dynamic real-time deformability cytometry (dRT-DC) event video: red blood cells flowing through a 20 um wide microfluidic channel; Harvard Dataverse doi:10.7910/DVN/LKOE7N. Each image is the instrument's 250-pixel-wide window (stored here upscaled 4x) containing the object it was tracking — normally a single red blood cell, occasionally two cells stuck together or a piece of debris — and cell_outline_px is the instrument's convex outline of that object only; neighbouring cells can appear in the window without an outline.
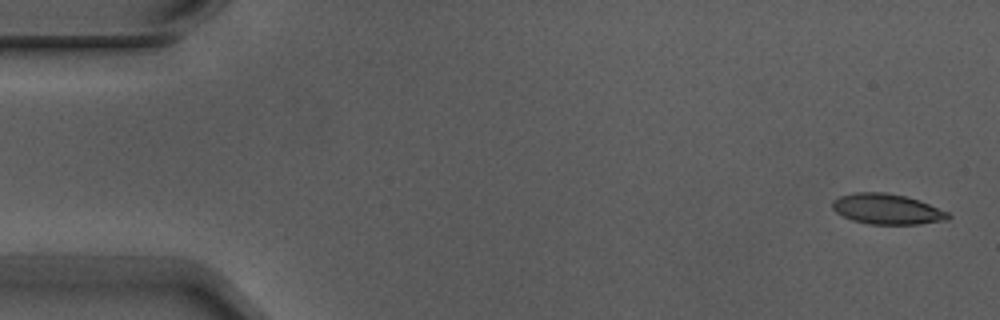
{"species": "Egyptian fruit bat (a non-hibernating species)", "species_latin": "Rousettus aegyptiacus", "temperature_condition": "warm", "stored_images_in_passage": 2, "camera_frame_rate_fps": 3000, "um_per_image_px": 0.085, "animal": {"sex": "male"}, "frame": {"image": 1, "passage_image": 1, "time_ms": 0.0, "image_size_px": [1000, 320], "cell_outline_px": [[952, 216], [948, 220], [920, 224], [868, 224], [852, 220], [836, 212], [832, 208], [832, 200], [840, 196], [856, 192], [884, 192], [904, 196], [928, 204], [948, 212]], "centroid_in_image_um": [75.39, 17.78], "position_along_channel_um": 9.6, "area_um2": 20.4}}